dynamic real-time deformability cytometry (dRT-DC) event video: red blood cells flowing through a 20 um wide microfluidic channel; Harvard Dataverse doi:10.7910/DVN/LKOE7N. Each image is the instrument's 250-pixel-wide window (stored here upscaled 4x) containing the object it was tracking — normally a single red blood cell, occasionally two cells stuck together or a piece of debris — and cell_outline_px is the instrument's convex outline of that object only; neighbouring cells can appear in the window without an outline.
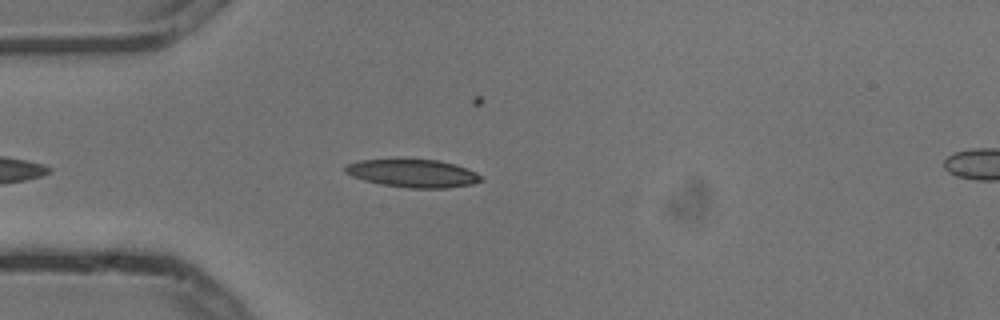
{"species": "common noctule bat (a hibernating species)", "species_latin": "Nyctalus noctula", "temperature_condition": "cold", "stored_images_in_passage": 2, "camera_frame_rate_fps": 3000, "um_per_image_px": 0.085, "animal": {"sex": "male", "body_mass_g": 13.3}, "frame": {"image": 1, "passage_image": 1, "time_ms": 0.0, "image_size_px": [1000, 320], "cell_outline_px": [[484, 180], [472, 184], [448, 188], [408, 188], [380, 184], [364, 180], [352, 176], [344, 172], [344, 168], [348, 164], [360, 160], [436, 160], [456, 164], [476, 172]], "centroid_in_image_um": [35.11, 14.74], "position_along_channel_um": 49.9, "area_um2": 21.96}}